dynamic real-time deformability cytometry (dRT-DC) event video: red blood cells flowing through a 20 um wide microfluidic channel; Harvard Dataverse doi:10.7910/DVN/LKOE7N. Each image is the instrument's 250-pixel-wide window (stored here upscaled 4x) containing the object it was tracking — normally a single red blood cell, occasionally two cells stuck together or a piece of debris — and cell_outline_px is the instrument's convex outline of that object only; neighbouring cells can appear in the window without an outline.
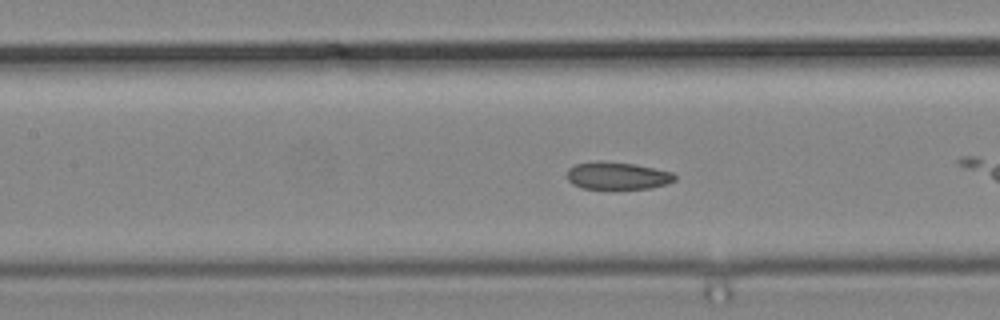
{"species": "common noctule bat (a hibernating species)", "species_latin": "Nyctalus noctula", "temperature_condition": "cold", "stored_images_in_passage": 10, "camera_frame_rate_fps": 3000, "um_per_image_px": 0.085, "animal": {"sex": "male", "body_mass_g": 19.2, "forearm_length_mm": 51.8}, "frame": {"image": 1, "passage_image": 5, "time_ms": 1.333, "image_size_px": [1000, 320], "cell_outline_px": [[676, 180], [668, 184], [648, 188], [612, 192], [580, 188], [572, 184], [568, 180], [568, 168], [576, 164], [596, 160], [600, 160], [636, 164], [672, 172], [676, 176]], "centroid_in_image_um": [52.46, 14.98], "position_along_channel_um": 154.9, "area_um2": 18.26}}